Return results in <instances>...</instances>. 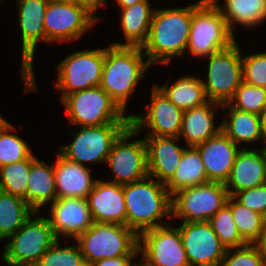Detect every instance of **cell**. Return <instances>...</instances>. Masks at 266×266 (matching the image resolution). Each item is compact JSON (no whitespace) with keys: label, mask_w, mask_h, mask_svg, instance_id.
Segmentation results:
<instances>
[{"label":"cell","mask_w":266,"mask_h":266,"mask_svg":"<svg viewBox=\"0 0 266 266\" xmlns=\"http://www.w3.org/2000/svg\"><path fill=\"white\" fill-rule=\"evenodd\" d=\"M192 4L187 7L158 8L154 10L146 42L141 47L151 64L168 65L172 58L187 53Z\"/></svg>","instance_id":"obj_1"},{"label":"cell","mask_w":266,"mask_h":266,"mask_svg":"<svg viewBox=\"0 0 266 266\" xmlns=\"http://www.w3.org/2000/svg\"><path fill=\"white\" fill-rule=\"evenodd\" d=\"M195 148L201 156L208 181L226 183L241 148L222 130Z\"/></svg>","instance_id":"obj_19"},{"label":"cell","mask_w":266,"mask_h":266,"mask_svg":"<svg viewBox=\"0 0 266 266\" xmlns=\"http://www.w3.org/2000/svg\"><path fill=\"white\" fill-rule=\"evenodd\" d=\"M211 1L222 13L234 36L237 25L250 30L266 23V0H223V6L219 0Z\"/></svg>","instance_id":"obj_27"},{"label":"cell","mask_w":266,"mask_h":266,"mask_svg":"<svg viewBox=\"0 0 266 266\" xmlns=\"http://www.w3.org/2000/svg\"><path fill=\"white\" fill-rule=\"evenodd\" d=\"M255 244L260 249L261 255L264 258L266 265V231H262L260 239Z\"/></svg>","instance_id":"obj_43"},{"label":"cell","mask_w":266,"mask_h":266,"mask_svg":"<svg viewBox=\"0 0 266 266\" xmlns=\"http://www.w3.org/2000/svg\"><path fill=\"white\" fill-rule=\"evenodd\" d=\"M208 222L226 249L242 247L248 244L241 237L237 225L235 224L232 211L227 205L217 211Z\"/></svg>","instance_id":"obj_35"},{"label":"cell","mask_w":266,"mask_h":266,"mask_svg":"<svg viewBox=\"0 0 266 266\" xmlns=\"http://www.w3.org/2000/svg\"><path fill=\"white\" fill-rule=\"evenodd\" d=\"M91 173L89 165L83 166L71 161L57 150L54 162L57 199L69 197L87 199L97 180V178H92Z\"/></svg>","instance_id":"obj_23"},{"label":"cell","mask_w":266,"mask_h":266,"mask_svg":"<svg viewBox=\"0 0 266 266\" xmlns=\"http://www.w3.org/2000/svg\"><path fill=\"white\" fill-rule=\"evenodd\" d=\"M48 211L49 217L46 218L49 220L57 240H61L63 237L69 238L73 242L94 223L88 201L84 198L56 199L50 204Z\"/></svg>","instance_id":"obj_18"},{"label":"cell","mask_w":266,"mask_h":266,"mask_svg":"<svg viewBox=\"0 0 266 266\" xmlns=\"http://www.w3.org/2000/svg\"><path fill=\"white\" fill-rule=\"evenodd\" d=\"M87 201L94 222L126 226V205L122 185L97 178Z\"/></svg>","instance_id":"obj_20"},{"label":"cell","mask_w":266,"mask_h":266,"mask_svg":"<svg viewBox=\"0 0 266 266\" xmlns=\"http://www.w3.org/2000/svg\"><path fill=\"white\" fill-rule=\"evenodd\" d=\"M126 205V226L138 236L149 229L169 223L171 219V195L165 184L153 177L122 185ZM164 221V222H163Z\"/></svg>","instance_id":"obj_2"},{"label":"cell","mask_w":266,"mask_h":266,"mask_svg":"<svg viewBox=\"0 0 266 266\" xmlns=\"http://www.w3.org/2000/svg\"><path fill=\"white\" fill-rule=\"evenodd\" d=\"M18 23L21 30V69L23 92H39L34 74V56L38 43H45L44 19L48 0H16Z\"/></svg>","instance_id":"obj_8"},{"label":"cell","mask_w":266,"mask_h":266,"mask_svg":"<svg viewBox=\"0 0 266 266\" xmlns=\"http://www.w3.org/2000/svg\"><path fill=\"white\" fill-rule=\"evenodd\" d=\"M229 193L225 183L207 182L184 188L171 197L172 217L183 222L208 221L227 204Z\"/></svg>","instance_id":"obj_12"},{"label":"cell","mask_w":266,"mask_h":266,"mask_svg":"<svg viewBox=\"0 0 266 266\" xmlns=\"http://www.w3.org/2000/svg\"><path fill=\"white\" fill-rule=\"evenodd\" d=\"M241 148L225 183L229 196L266 183V157L262 148Z\"/></svg>","instance_id":"obj_22"},{"label":"cell","mask_w":266,"mask_h":266,"mask_svg":"<svg viewBox=\"0 0 266 266\" xmlns=\"http://www.w3.org/2000/svg\"><path fill=\"white\" fill-rule=\"evenodd\" d=\"M60 241L57 240L35 266H80L85 261L77 242L75 245L61 247Z\"/></svg>","instance_id":"obj_36"},{"label":"cell","mask_w":266,"mask_h":266,"mask_svg":"<svg viewBox=\"0 0 266 266\" xmlns=\"http://www.w3.org/2000/svg\"><path fill=\"white\" fill-rule=\"evenodd\" d=\"M68 124L76 126H100L105 124H130V115L100 87L75 91L62 100Z\"/></svg>","instance_id":"obj_5"},{"label":"cell","mask_w":266,"mask_h":266,"mask_svg":"<svg viewBox=\"0 0 266 266\" xmlns=\"http://www.w3.org/2000/svg\"><path fill=\"white\" fill-rule=\"evenodd\" d=\"M17 128L7 122L0 129V167L27 159L33 150L29 143L16 133Z\"/></svg>","instance_id":"obj_33"},{"label":"cell","mask_w":266,"mask_h":266,"mask_svg":"<svg viewBox=\"0 0 266 266\" xmlns=\"http://www.w3.org/2000/svg\"><path fill=\"white\" fill-rule=\"evenodd\" d=\"M178 228L190 266H220L227 249L208 221L181 222Z\"/></svg>","instance_id":"obj_17"},{"label":"cell","mask_w":266,"mask_h":266,"mask_svg":"<svg viewBox=\"0 0 266 266\" xmlns=\"http://www.w3.org/2000/svg\"><path fill=\"white\" fill-rule=\"evenodd\" d=\"M262 231H266V210L261 214Z\"/></svg>","instance_id":"obj_46"},{"label":"cell","mask_w":266,"mask_h":266,"mask_svg":"<svg viewBox=\"0 0 266 266\" xmlns=\"http://www.w3.org/2000/svg\"><path fill=\"white\" fill-rule=\"evenodd\" d=\"M108 0H76V3L83 9H85L92 17H94L98 22L100 21V16H95V11L99 7L107 8Z\"/></svg>","instance_id":"obj_42"},{"label":"cell","mask_w":266,"mask_h":266,"mask_svg":"<svg viewBox=\"0 0 266 266\" xmlns=\"http://www.w3.org/2000/svg\"><path fill=\"white\" fill-rule=\"evenodd\" d=\"M140 256H120L109 259H102L92 263L93 266H135L137 262L132 260L139 259Z\"/></svg>","instance_id":"obj_41"},{"label":"cell","mask_w":266,"mask_h":266,"mask_svg":"<svg viewBox=\"0 0 266 266\" xmlns=\"http://www.w3.org/2000/svg\"><path fill=\"white\" fill-rule=\"evenodd\" d=\"M147 147L148 176L166 184L174 175L187 146L179 137L144 136Z\"/></svg>","instance_id":"obj_21"},{"label":"cell","mask_w":266,"mask_h":266,"mask_svg":"<svg viewBox=\"0 0 266 266\" xmlns=\"http://www.w3.org/2000/svg\"><path fill=\"white\" fill-rule=\"evenodd\" d=\"M75 241L91 264L120 256H139L138 235L122 224L94 222Z\"/></svg>","instance_id":"obj_6"},{"label":"cell","mask_w":266,"mask_h":266,"mask_svg":"<svg viewBox=\"0 0 266 266\" xmlns=\"http://www.w3.org/2000/svg\"><path fill=\"white\" fill-rule=\"evenodd\" d=\"M150 103L146 113L130 115V126L139 134L145 127L149 128L145 136L179 137L184 111L172 103L155 85L150 92Z\"/></svg>","instance_id":"obj_16"},{"label":"cell","mask_w":266,"mask_h":266,"mask_svg":"<svg viewBox=\"0 0 266 266\" xmlns=\"http://www.w3.org/2000/svg\"><path fill=\"white\" fill-rule=\"evenodd\" d=\"M229 104L240 111L260 114L266 106V88L243 81Z\"/></svg>","instance_id":"obj_37"},{"label":"cell","mask_w":266,"mask_h":266,"mask_svg":"<svg viewBox=\"0 0 266 266\" xmlns=\"http://www.w3.org/2000/svg\"><path fill=\"white\" fill-rule=\"evenodd\" d=\"M36 158L32 153L27 159L0 167V191L19 196L29 205L27 181L32 162Z\"/></svg>","instance_id":"obj_32"},{"label":"cell","mask_w":266,"mask_h":266,"mask_svg":"<svg viewBox=\"0 0 266 266\" xmlns=\"http://www.w3.org/2000/svg\"><path fill=\"white\" fill-rule=\"evenodd\" d=\"M34 212L24 199L0 191V242L15 234Z\"/></svg>","instance_id":"obj_31"},{"label":"cell","mask_w":266,"mask_h":266,"mask_svg":"<svg viewBox=\"0 0 266 266\" xmlns=\"http://www.w3.org/2000/svg\"><path fill=\"white\" fill-rule=\"evenodd\" d=\"M138 46H116L108 44L105 48V61L102 70L100 87L126 113L139 82L151 64Z\"/></svg>","instance_id":"obj_3"},{"label":"cell","mask_w":266,"mask_h":266,"mask_svg":"<svg viewBox=\"0 0 266 266\" xmlns=\"http://www.w3.org/2000/svg\"><path fill=\"white\" fill-rule=\"evenodd\" d=\"M135 266H144V265L140 261L139 262L137 261Z\"/></svg>","instance_id":"obj_51"},{"label":"cell","mask_w":266,"mask_h":266,"mask_svg":"<svg viewBox=\"0 0 266 266\" xmlns=\"http://www.w3.org/2000/svg\"><path fill=\"white\" fill-rule=\"evenodd\" d=\"M135 135L139 136L129 126L114 142L105 162L112 171L113 178L109 182L124 185L148 176L146 142L144 136L142 139L130 140Z\"/></svg>","instance_id":"obj_13"},{"label":"cell","mask_w":266,"mask_h":266,"mask_svg":"<svg viewBox=\"0 0 266 266\" xmlns=\"http://www.w3.org/2000/svg\"><path fill=\"white\" fill-rule=\"evenodd\" d=\"M171 224L138 236L139 260L144 266H190L179 228Z\"/></svg>","instance_id":"obj_14"},{"label":"cell","mask_w":266,"mask_h":266,"mask_svg":"<svg viewBox=\"0 0 266 266\" xmlns=\"http://www.w3.org/2000/svg\"><path fill=\"white\" fill-rule=\"evenodd\" d=\"M29 206L39 212L57 199L54 162L47 164L38 157L32 162L28 176Z\"/></svg>","instance_id":"obj_28"},{"label":"cell","mask_w":266,"mask_h":266,"mask_svg":"<svg viewBox=\"0 0 266 266\" xmlns=\"http://www.w3.org/2000/svg\"><path fill=\"white\" fill-rule=\"evenodd\" d=\"M167 83L155 84L178 108L183 111L201 106L209 100L206 97L205 88L201 77L192 75L181 76L171 85Z\"/></svg>","instance_id":"obj_29"},{"label":"cell","mask_w":266,"mask_h":266,"mask_svg":"<svg viewBox=\"0 0 266 266\" xmlns=\"http://www.w3.org/2000/svg\"><path fill=\"white\" fill-rule=\"evenodd\" d=\"M149 0L138 2L128 8H120V25L124 35L121 42H111L116 46H138L142 47L146 42L152 16L155 8H151Z\"/></svg>","instance_id":"obj_26"},{"label":"cell","mask_w":266,"mask_h":266,"mask_svg":"<svg viewBox=\"0 0 266 266\" xmlns=\"http://www.w3.org/2000/svg\"><path fill=\"white\" fill-rule=\"evenodd\" d=\"M232 211L241 237L248 244H255L261 236V214L248 209L239 203L233 196H229L226 204Z\"/></svg>","instance_id":"obj_34"},{"label":"cell","mask_w":266,"mask_h":266,"mask_svg":"<svg viewBox=\"0 0 266 266\" xmlns=\"http://www.w3.org/2000/svg\"><path fill=\"white\" fill-rule=\"evenodd\" d=\"M259 116H260L262 134L266 138V106L263 108Z\"/></svg>","instance_id":"obj_45"},{"label":"cell","mask_w":266,"mask_h":266,"mask_svg":"<svg viewBox=\"0 0 266 266\" xmlns=\"http://www.w3.org/2000/svg\"><path fill=\"white\" fill-rule=\"evenodd\" d=\"M220 10L211 0L192 3V20L186 51L207 58L236 41Z\"/></svg>","instance_id":"obj_4"},{"label":"cell","mask_w":266,"mask_h":266,"mask_svg":"<svg viewBox=\"0 0 266 266\" xmlns=\"http://www.w3.org/2000/svg\"><path fill=\"white\" fill-rule=\"evenodd\" d=\"M234 250V251H233ZM220 266H266L256 244L227 249Z\"/></svg>","instance_id":"obj_38"},{"label":"cell","mask_w":266,"mask_h":266,"mask_svg":"<svg viewBox=\"0 0 266 266\" xmlns=\"http://www.w3.org/2000/svg\"><path fill=\"white\" fill-rule=\"evenodd\" d=\"M223 110H226V114H223L226 116L221 119V130L236 145L248 148L247 144L250 143H259V141L264 143L265 137L262 134L259 114L237 110L229 103L222 105Z\"/></svg>","instance_id":"obj_25"},{"label":"cell","mask_w":266,"mask_h":266,"mask_svg":"<svg viewBox=\"0 0 266 266\" xmlns=\"http://www.w3.org/2000/svg\"><path fill=\"white\" fill-rule=\"evenodd\" d=\"M8 121L3 118L0 114V129L7 123Z\"/></svg>","instance_id":"obj_48"},{"label":"cell","mask_w":266,"mask_h":266,"mask_svg":"<svg viewBox=\"0 0 266 266\" xmlns=\"http://www.w3.org/2000/svg\"><path fill=\"white\" fill-rule=\"evenodd\" d=\"M209 182L198 150L187 147L172 178L165 184L172 196L177 191Z\"/></svg>","instance_id":"obj_30"},{"label":"cell","mask_w":266,"mask_h":266,"mask_svg":"<svg viewBox=\"0 0 266 266\" xmlns=\"http://www.w3.org/2000/svg\"><path fill=\"white\" fill-rule=\"evenodd\" d=\"M80 266H93L90 262L84 261Z\"/></svg>","instance_id":"obj_49"},{"label":"cell","mask_w":266,"mask_h":266,"mask_svg":"<svg viewBox=\"0 0 266 266\" xmlns=\"http://www.w3.org/2000/svg\"><path fill=\"white\" fill-rule=\"evenodd\" d=\"M233 197L248 209L262 214L266 210V183L237 192Z\"/></svg>","instance_id":"obj_40"},{"label":"cell","mask_w":266,"mask_h":266,"mask_svg":"<svg viewBox=\"0 0 266 266\" xmlns=\"http://www.w3.org/2000/svg\"><path fill=\"white\" fill-rule=\"evenodd\" d=\"M129 126L130 124L78 126V130L70 131L74 136L73 141L60 145L58 151L67 159L83 166L86 163L105 164L114 142Z\"/></svg>","instance_id":"obj_10"},{"label":"cell","mask_w":266,"mask_h":266,"mask_svg":"<svg viewBox=\"0 0 266 266\" xmlns=\"http://www.w3.org/2000/svg\"><path fill=\"white\" fill-rule=\"evenodd\" d=\"M264 147H262V150L264 151L265 157H266V138L264 140Z\"/></svg>","instance_id":"obj_50"},{"label":"cell","mask_w":266,"mask_h":266,"mask_svg":"<svg viewBox=\"0 0 266 266\" xmlns=\"http://www.w3.org/2000/svg\"><path fill=\"white\" fill-rule=\"evenodd\" d=\"M222 111V105L212 101L184 111L179 138L184 137L187 147H195L221 131V122L215 123V112Z\"/></svg>","instance_id":"obj_24"},{"label":"cell","mask_w":266,"mask_h":266,"mask_svg":"<svg viewBox=\"0 0 266 266\" xmlns=\"http://www.w3.org/2000/svg\"><path fill=\"white\" fill-rule=\"evenodd\" d=\"M242 52L236 40L227 48L206 58V79L201 77V80L209 101L223 105L232 100L243 82Z\"/></svg>","instance_id":"obj_9"},{"label":"cell","mask_w":266,"mask_h":266,"mask_svg":"<svg viewBox=\"0 0 266 266\" xmlns=\"http://www.w3.org/2000/svg\"><path fill=\"white\" fill-rule=\"evenodd\" d=\"M105 48L81 50L65 57L55 67L57 81L56 91H60V100L75 91L100 86Z\"/></svg>","instance_id":"obj_11"},{"label":"cell","mask_w":266,"mask_h":266,"mask_svg":"<svg viewBox=\"0 0 266 266\" xmlns=\"http://www.w3.org/2000/svg\"><path fill=\"white\" fill-rule=\"evenodd\" d=\"M242 73L245 83L266 88V52L242 53Z\"/></svg>","instance_id":"obj_39"},{"label":"cell","mask_w":266,"mask_h":266,"mask_svg":"<svg viewBox=\"0 0 266 266\" xmlns=\"http://www.w3.org/2000/svg\"><path fill=\"white\" fill-rule=\"evenodd\" d=\"M141 1L144 0H115V3L118 4L119 8H128Z\"/></svg>","instance_id":"obj_44"},{"label":"cell","mask_w":266,"mask_h":266,"mask_svg":"<svg viewBox=\"0 0 266 266\" xmlns=\"http://www.w3.org/2000/svg\"><path fill=\"white\" fill-rule=\"evenodd\" d=\"M34 212L3 247L2 260L7 266L35 265L57 241L46 217ZM37 216V217H36Z\"/></svg>","instance_id":"obj_7"},{"label":"cell","mask_w":266,"mask_h":266,"mask_svg":"<svg viewBox=\"0 0 266 266\" xmlns=\"http://www.w3.org/2000/svg\"><path fill=\"white\" fill-rule=\"evenodd\" d=\"M97 23L98 21L76 2L49 1L44 19L45 42L68 44L70 40H79Z\"/></svg>","instance_id":"obj_15"},{"label":"cell","mask_w":266,"mask_h":266,"mask_svg":"<svg viewBox=\"0 0 266 266\" xmlns=\"http://www.w3.org/2000/svg\"><path fill=\"white\" fill-rule=\"evenodd\" d=\"M50 2H66V3H73L76 2V0H48Z\"/></svg>","instance_id":"obj_47"}]
</instances>
